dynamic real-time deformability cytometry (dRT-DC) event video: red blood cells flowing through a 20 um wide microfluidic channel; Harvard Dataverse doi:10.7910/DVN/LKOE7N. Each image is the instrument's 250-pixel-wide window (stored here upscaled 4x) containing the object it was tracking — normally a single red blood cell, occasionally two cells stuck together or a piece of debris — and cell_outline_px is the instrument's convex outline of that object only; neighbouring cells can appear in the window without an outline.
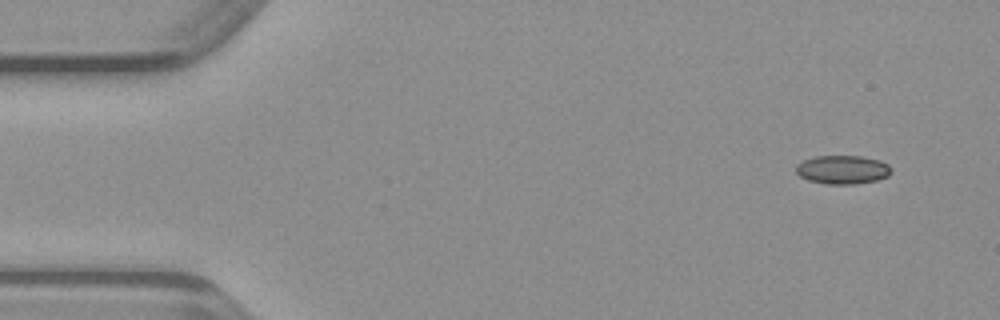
{"species": "common noctule bat (a hibernating species)", "species_latin": "Nyctalus noctula", "temperature_condition": "warm", "stored_images_in_passage": 47, "camera_frame_rate_fps": 3000, "um_per_image_px": 0.085, "animal": {"sex": "male", "body_mass_g": 23.1, "forearm_length_mm": 52.7}, "frame": {"image": 1, "passage_image": 3, "time_ms": 0.667, "image_size_px": [1000, 320], "cell_outline_px": [[892, 172], [888, 176], [876, 180], [856, 184], [824, 184], [808, 180], [800, 176], [796, 172], [796, 164], [804, 160], [816, 156], [860, 156], [880, 160], [888, 164], [892, 168]], "centroid_in_image_um": [71.63, 14.42], "position_along_channel_um": 13.4, "area_um2": 16.01}}
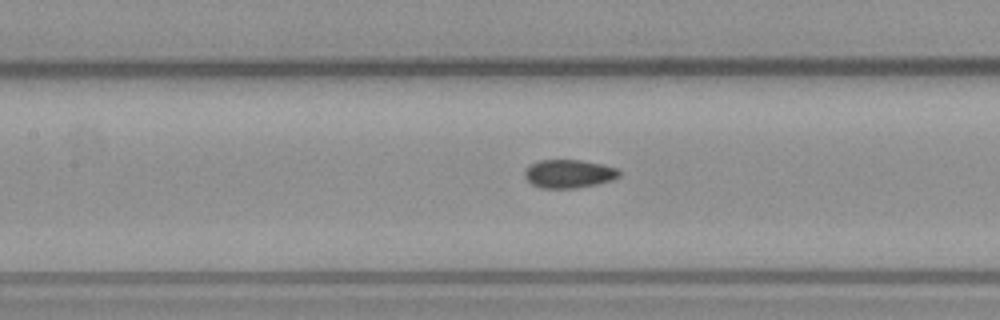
{"frame": {"image": 2, "passage_image": 21, "time_ms": 6.667, "image_size_px": [1000, 320], "cell_outline_px": [[620, 176], [612, 180], [596, 184], [576, 188], [540, 188], [532, 184], [524, 176], [524, 172], [528, 164], [540, 160], [580, 160], [604, 164], [616, 168], [620, 172]], "centroid_in_image_um": [48.34, 14.76], "position_along_channel_um": 159.1, "area_um2": 15.72}}
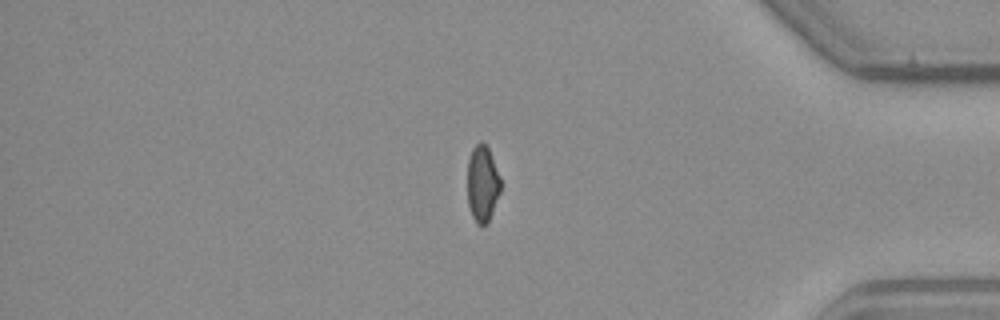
{"frame": {"image": 3, "passage_image": 40, "time_ms": 13.0, "image_size_px": [1000, 320], "cell_outline_px": [[500, 192], [488, 224], [476, 224], [472, 216], [468, 204], [468, 160], [472, 148], [476, 144], [484, 144], [488, 148], [500, 176]], "centroid_in_image_um": [41.01, 15.65], "position_along_channel_um": 394.2, "area_um2": 14.62}}